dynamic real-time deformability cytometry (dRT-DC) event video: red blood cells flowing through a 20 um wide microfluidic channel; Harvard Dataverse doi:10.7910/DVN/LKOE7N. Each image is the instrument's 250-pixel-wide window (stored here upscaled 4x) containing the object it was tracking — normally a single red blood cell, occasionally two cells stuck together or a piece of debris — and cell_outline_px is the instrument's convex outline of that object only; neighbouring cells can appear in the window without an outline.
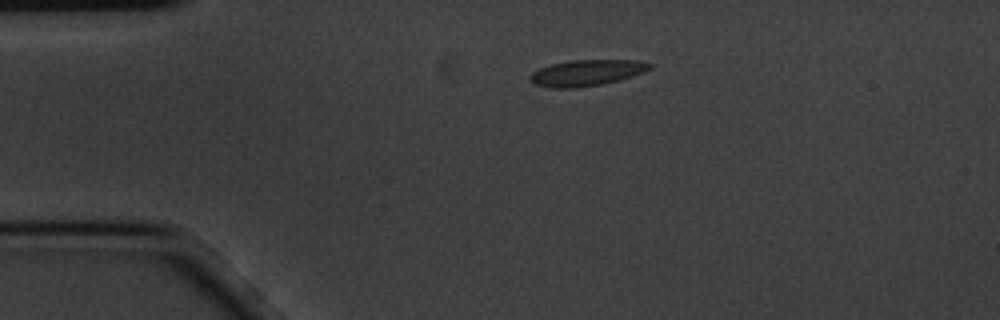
{"species": "common noctule bat (a hibernating species)", "species_latin": "Nyctalus noctula", "temperature_condition": "cold", "stored_images_in_passage": 2, "camera_frame_rate_fps": 3000, "um_per_image_px": 0.085, "animal": {"sex": "male", "body_mass_g": 20.1, "forearm_length_mm": 53.5}, "frame": {"image": 1, "passage_image": 1, "time_ms": 0.0, "image_size_px": [1000, 320], "cell_outline_px": [[652, 68], [644, 72], [632, 76], [600, 84], [572, 88], [552, 88], [536, 84], [532, 80], [532, 72], [540, 68], [552, 64], [572, 60], [636, 60], [652, 64]], "centroid_in_image_um": [49.9, 6.18], "position_along_channel_um": 35.1, "area_um2": 17.74}}